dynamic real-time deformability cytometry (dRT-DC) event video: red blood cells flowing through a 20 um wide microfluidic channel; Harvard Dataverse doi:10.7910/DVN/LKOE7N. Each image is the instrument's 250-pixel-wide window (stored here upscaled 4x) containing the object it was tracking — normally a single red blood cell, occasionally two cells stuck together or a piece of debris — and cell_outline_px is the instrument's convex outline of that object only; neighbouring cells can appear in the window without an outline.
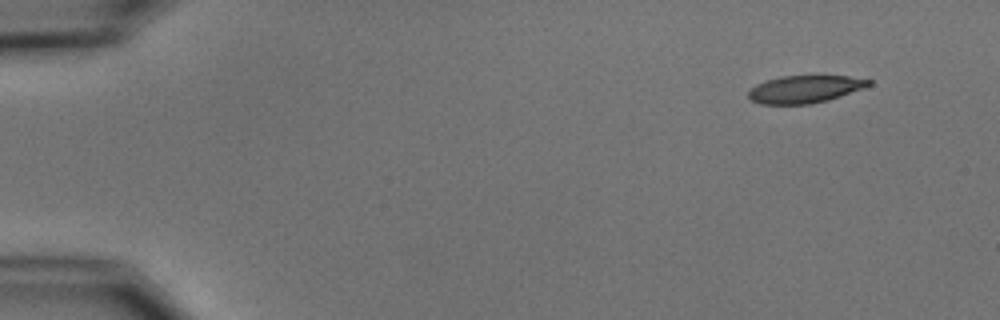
{"species": "common noctule bat (a hibernating species)", "species_latin": "Nyctalus noctula", "temperature_condition": "cold", "stored_images_in_passage": 5, "camera_frame_rate_fps": 3000, "um_per_image_px": 0.085, "animal": {"sex": "male", "body_mass_g": 15.6}, "frame": {"image": 1, "passage_image": 1, "time_ms": 0.0, "image_size_px": [1000, 320], "cell_outline_px": [[872, 84], [864, 88], [828, 100], [808, 104], [760, 104], [752, 100], [748, 96], [748, 92], [756, 84], [764, 80], [780, 76], [848, 76], [872, 80]], "centroid_in_image_um": [68.4, 7.57], "position_along_channel_um": 16.6, "area_um2": 19.25}}
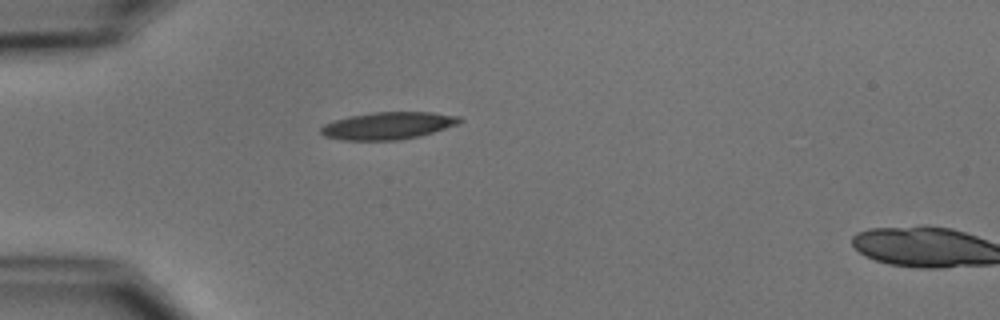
{"frame": {"image": 2, "passage_image": 4, "time_ms": 3.667, "image_size_px": [1000, 320], "cell_outline_px": [[464, 120], [456, 124], [432, 132], [400, 140], [344, 140], [324, 136], [320, 132], [320, 128], [324, 124], [348, 116], [372, 112], [432, 112], [460, 116]], "centroid_in_image_um": [32.96, 10.67], "position_along_channel_um": 52.0, "area_um2": 21.91}}